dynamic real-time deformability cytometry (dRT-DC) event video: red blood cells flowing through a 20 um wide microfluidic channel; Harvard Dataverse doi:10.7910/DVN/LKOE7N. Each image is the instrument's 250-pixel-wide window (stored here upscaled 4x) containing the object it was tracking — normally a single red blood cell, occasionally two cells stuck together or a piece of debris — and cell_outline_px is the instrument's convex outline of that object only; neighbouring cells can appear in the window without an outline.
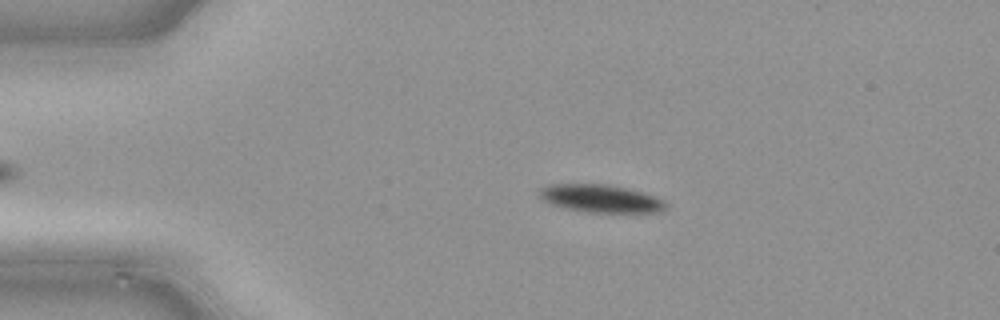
{"species": "common noctule bat (a hibernating species)", "species_latin": "Nyctalus noctula", "temperature_condition": "cold", "stored_images_in_passage": 48, "camera_frame_rate_fps": 3000, "um_per_image_px": 0.085, "animal": {"sex": "male", "body_mass_g": 21.5, "forearm_length_mm": 52.0}, "frame": {"image": 1, "passage_image": 10, "time_ms": 3.0, "image_size_px": [1000, 320], "cell_outline_px": [[668, 204], [660, 212], [588, 212], [564, 208], [552, 204], [544, 200], [540, 196], [540, 188], [548, 184], [604, 184], [624, 188], [640, 192], [664, 200]], "centroid_in_image_um": [51.03, 16.88], "position_along_channel_um": 34.0, "area_um2": 20.11}}
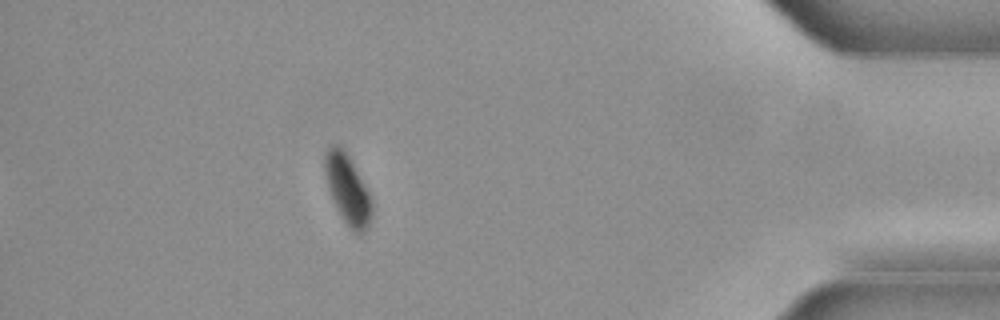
{"frame": {"image": 2, "passage_image": 43, "time_ms": 14.0, "image_size_px": [1000, 320], "cell_outline_px": [[372, 216], [364, 232], [352, 232], [340, 216], [336, 208], [324, 172], [324, 152], [332, 144], [336, 144], [344, 148], [364, 184], [372, 200]], "centroid_in_image_um": [29.53, 16.08], "position_along_channel_um": 405.7, "area_um2": 18.84}}